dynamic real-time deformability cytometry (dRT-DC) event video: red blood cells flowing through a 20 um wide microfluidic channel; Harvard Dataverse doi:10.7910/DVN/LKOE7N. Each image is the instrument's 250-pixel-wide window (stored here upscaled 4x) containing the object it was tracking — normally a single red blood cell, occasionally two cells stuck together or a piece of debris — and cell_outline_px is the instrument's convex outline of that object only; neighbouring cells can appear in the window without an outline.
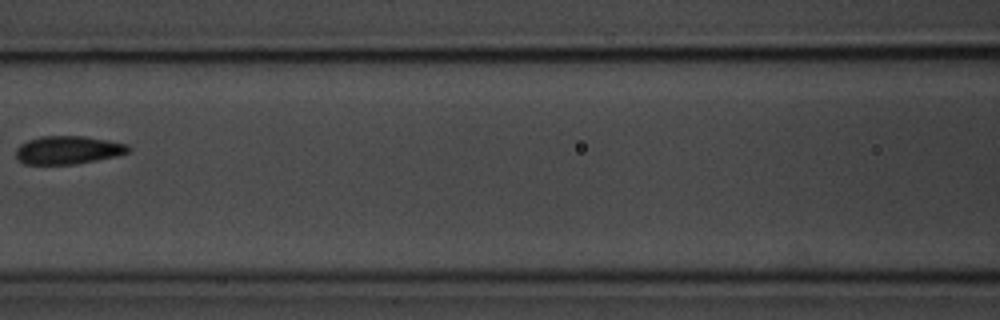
{"species": "common noctule bat (a hibernating species)", "species_latin": "Nyctalus noctula", "temperature_condition": "room temperature", "stored_images_in_passage": 8, "camera_frame_rate_fps": 3000, "um_per_image_px": 0.085, "animal": {"sex": "male", "body_mass_g": 20.1, "forearm_length_mm": 53.5}, "frame": {"image": 1, "passage_image": 7, "time_ms": 7.667, "image_size_px": [1000, 320], "cell_outline_px": [[132, 148], [128, 152], [120, 156], [76, 164], [24, 164], [16, 156], [16, 148], [20, 144], [28, 140], [40, 136], [84, 136], [108, 140], [128, 144]], "centroid_in_image_um": [5.82, 12.75], "position_along_channel_um": 160.8, "area_um2": 18.67}}
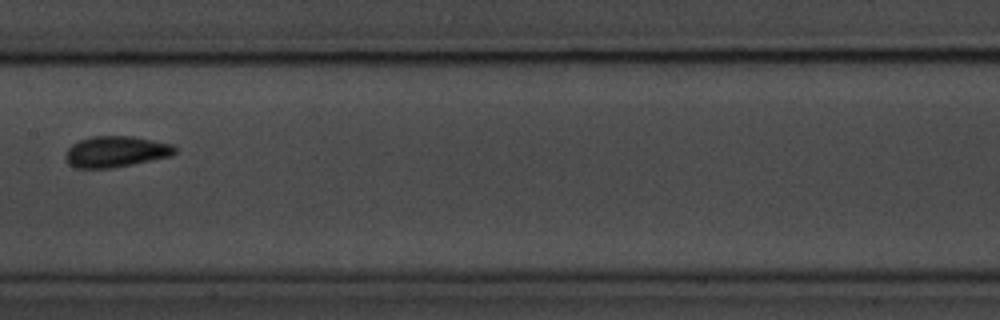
{"frame": {"image": 2, "passage_image": 8, "time_ms": 8.667, "image_size_px": [1000, 320], "cell_outline_px": [[176, 152], [172, 156], [112, 168], [76, 168], [68, 164], [64, 160], [64, 156], [68, 148], [72, 144], [80, 140], [92, 136], [132, 136], [172, 144], [176, 148]], "centroid_in_image_um": [9.82, 12.89], "position_along_channel_um": 197.6, "area_um2": 19.88}}